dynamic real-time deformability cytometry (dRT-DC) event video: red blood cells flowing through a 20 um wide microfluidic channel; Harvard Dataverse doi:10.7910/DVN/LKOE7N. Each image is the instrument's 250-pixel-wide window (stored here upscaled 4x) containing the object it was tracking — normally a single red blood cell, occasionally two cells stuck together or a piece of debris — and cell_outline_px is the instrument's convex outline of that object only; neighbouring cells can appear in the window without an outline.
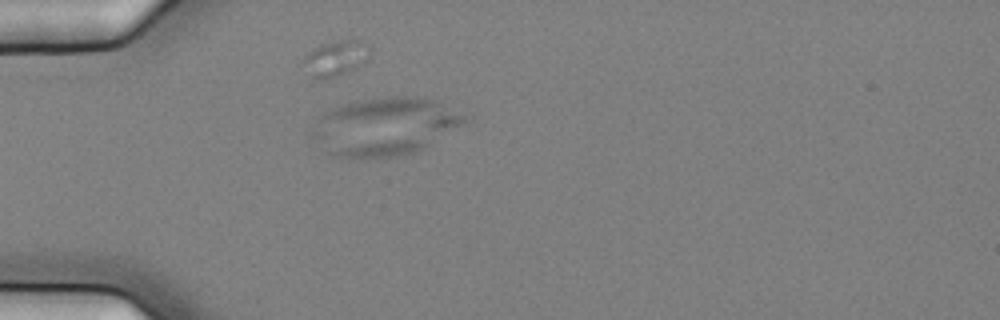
{"species": "common noctule bat (a hibernating species)", "species_latin": "Nyctalus noctula", "temperature_condition": "cold", "stored_images_in_passage": 33, "camera_frame_rate_fps": 3000, "um_per_image_px": 0.085, "animal": {"sex": "female", "body_mass_g": 25.1}, "frame": {"image": 1, "passage_image": 1, "time_ms": 0.0, "image_size_px": [1000, 320], "cell_outline_px": [[472, 120], [424, 148], [416, 152], [404, 156], [360, 160], [332, 156], [308, 136], [324, 116], [332, 108], [352, 100], [396, 96], [420, 96], [436, 100]], "centroid_in_image_um": [32.72, 10.79], "position_along_channel_um": 52.3, "area_um2": 52.19}}
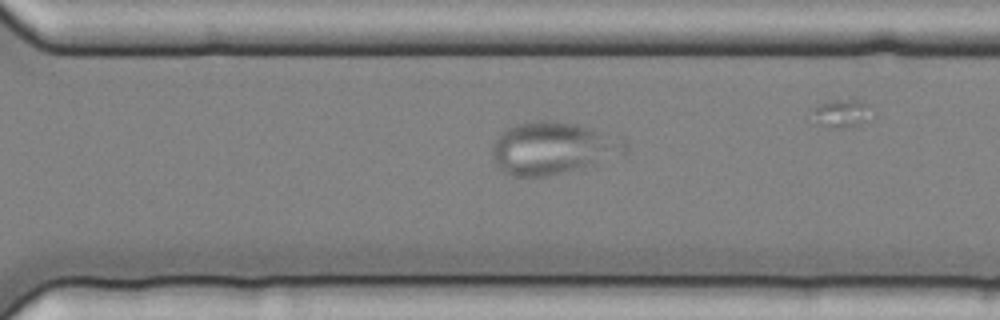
{"frame": {"image": 2, "passage_image": 25, "time_ms": 8.0, "image_size_px": [1000, 320], "cell_outline_px": [[628, 152], [596, 164], [548, 176], [508, 176], [496, 164], [492, 156], [492, 148], [500, 132], [524, 120], [556, 120], [576, 124], [592, 128], [620, 136], [628, 140]], "centroid_in_image_um": [47.03, 12.57], "position_along_channel_um": 323.6, "area_um2": 41.15}}
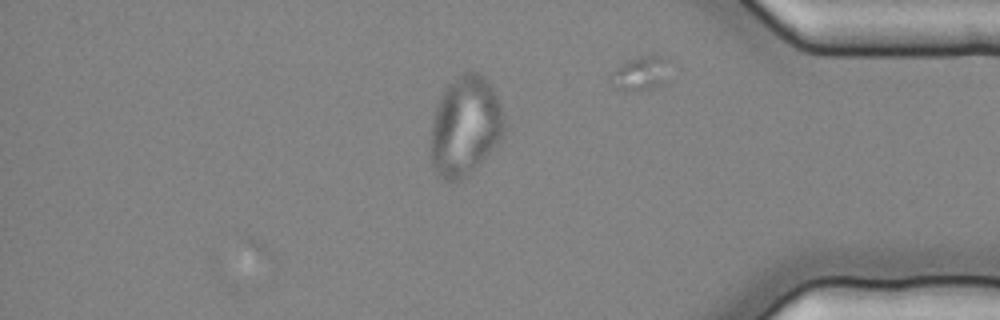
{"frame": {"image": 3, "passage_image": 33, "time_ms": 10.667, "image_size_px": [1000, 320], "cell_outline_px": [[504, 136], [460, 180], [444, 180], [436, 176], [432, 164], [432, 120], [436, 108], [448, 84], [456, 76], [464, 72], [480, 72], [488, 80], [504, 112]], "centroid_in_image_um": [39.54, 10.67], "position_along_channel_um": 395.7, "area_um2": 41.91}}